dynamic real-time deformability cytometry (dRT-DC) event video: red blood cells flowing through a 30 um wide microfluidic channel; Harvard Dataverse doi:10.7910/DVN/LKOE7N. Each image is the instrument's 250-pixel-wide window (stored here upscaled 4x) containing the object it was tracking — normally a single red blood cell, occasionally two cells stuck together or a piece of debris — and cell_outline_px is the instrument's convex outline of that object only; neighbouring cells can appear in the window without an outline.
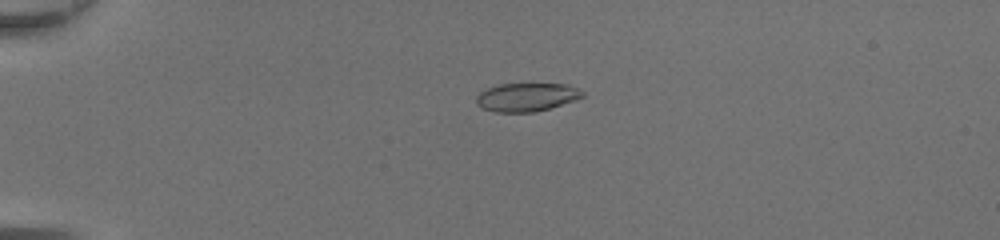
{"species": "common noctule bat (a hibernating species)", "species_latin": "Nyctalus noctula", "temperature_condition": "room temperature", "stored_images_in_passage": 50, "camera_frame_rate_fps": 3000, "um_per_image_px": 0.085, "animal": {"sex": "female", "body_mass_g": 20.0, "forearm_length_mm": 54.0}, "frame": {"image": 1, "passage_image": 14, "time_ms": 4.333, "image_size_px": [1000, 240], "cell_outline_px": [[584, 96], [576, 100], [536, 112], [496, 112], [484, 108], [476, 104], [476, 96], [480, 92], [488, 88], [500, 84], [568, 84], [584, 92]], "centroid_in_image_um": [44.77, 8.26], "position_along_channel_um": 40.2, "area_um2": 17.51}}
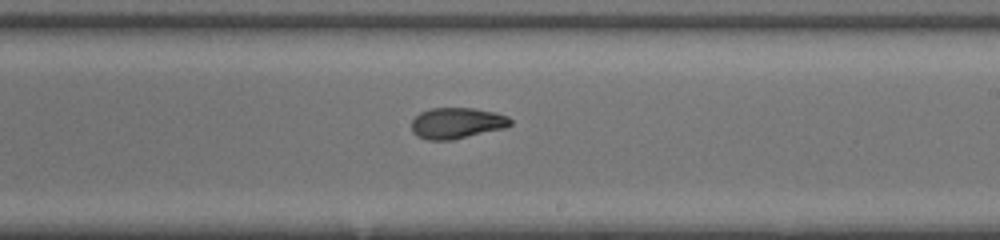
{"frame": {"image": 2, "passage_image": 32, "time_ms": 10.333, "image_size_px": [1000, 240], "cell_outline_px": [[512, 124], [504, 128], [452, 140], [428, 140], [416, 136], [412, 132], [412, 120], [420, 112], [432, 108], [472, 108], [496, 112], [508, 116], [512, 120]], "centroid_in_image_um": [38.83, 10.46], "position_along_channel_um": 250.2, "area_um2": 17.92}}
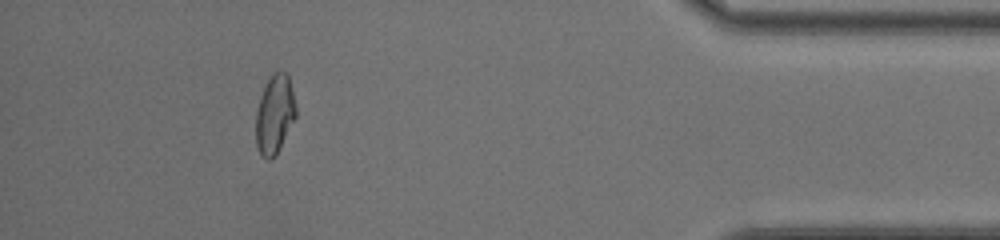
{"frame": {"image": 3, "passage_image": 46, "time_ms": 15.0, "image_size_px": [1000, 240], "cell_outline_px": [[296, 116], [276, 156], [272, 160], [264, 160], [260, 156], [256, 144], [256, 112], [260, 96], [272, 72], [284, 72], [288, 76], [296, 108]], "centroid_in_image_um": [23.33, 9.79], "position_along_channel_um": 411.9, "area_um2": 18.38}, "authors_computed_cell_mechanics": {"area_um2": 18.496, "velocity_mm_per_s": 4.4032, "shape_relaxation_time_tau1_ms": 3.3839, "shape_relaxation_time_tau2_ms": 1.6336, "deformation_change_tau1": 0.1733, "deformation_change_tau2": 0.0703}}